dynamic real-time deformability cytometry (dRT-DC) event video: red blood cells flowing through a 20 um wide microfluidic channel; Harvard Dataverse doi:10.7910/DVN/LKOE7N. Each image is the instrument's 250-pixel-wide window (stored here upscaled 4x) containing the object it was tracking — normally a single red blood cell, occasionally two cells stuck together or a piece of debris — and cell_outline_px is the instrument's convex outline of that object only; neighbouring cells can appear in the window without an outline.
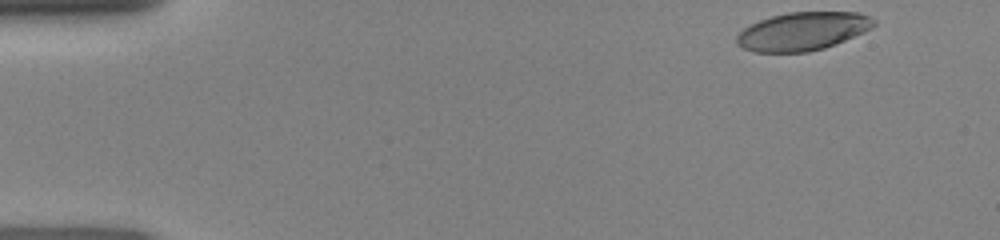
{"species": "human", "species_latin": "Homo sapiens", "temperature_condition": "room temperature", "stored_images_in_passage": 45, "camera_frame_rate_fps": 3000, "um_per_image_px": 0.085, "donor": {"sex": "female"}, "frame": {"image": 1, "passage_image": 1, "time_ms": 0.0, "image_size_px": [1000, 240], "cell_outline_px": [[876, 24], [872, 28], [864, 32], [836, 44], [824, 48], [808, 52], [752, 52], [736, 44], [736, 36], [744, 28], [760, 20], [772, 16], [788, 12], [860, 12], [876, 20]], "centroid_in_image_um": [68.24, 2.66], "position_along_channel_um": 16.8, "area_um2": 30.63}}
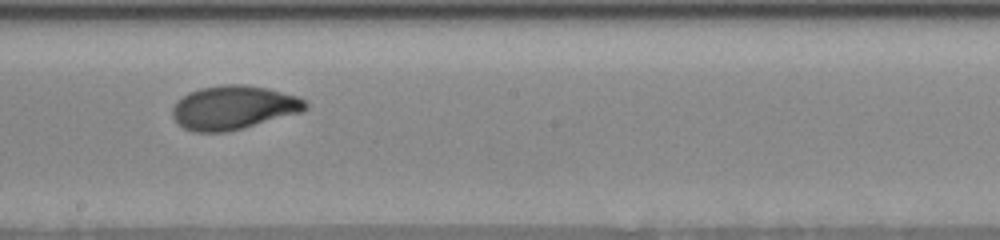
{"frame": {"image": 2, "passage_image": 24, "time_ms": 7.667, "image_size_px": [1000, 240], "cell_outline_px": [[308, 108], [300, 112], [244, 128], [228, 132], [192, 132], [184, 128], [172, 116], [172, 108], [176, 100], [188, 92], [200, 88], [224, 84], [244, 84], [268, 88], [300, 96], [308, 104]], "centroid_in_image_um": [19.84, 9.13], "position_along_channel_um": 228.4, "area_um2": 34.22}}
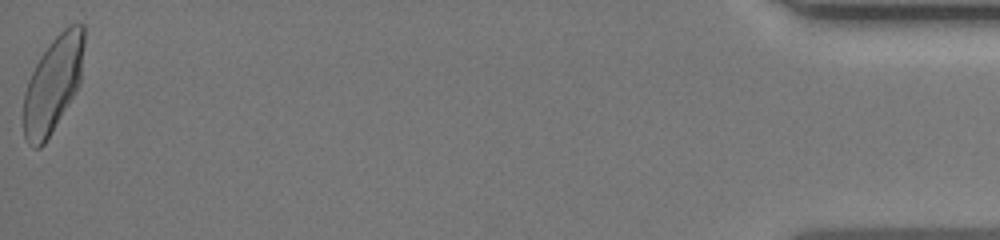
{"frame": {"image": 3, "passage_image": 45, "time_ms": 14.667, "image_size_px": [1000, 240], "cell_outline_px": [[84, 44], [80, 84], [76, 92], [44, 144], [40, 148], [32, 148], [28, 144], [24, 136], [24, 92], [28, 80], [40, 56], [52, 40], [64, 28], [72, 24], [84, 24]], "centroid_in_image_um": [4.51, 7.16], "position_along_channel_um": 430.7, "area_um2": 33.64}}